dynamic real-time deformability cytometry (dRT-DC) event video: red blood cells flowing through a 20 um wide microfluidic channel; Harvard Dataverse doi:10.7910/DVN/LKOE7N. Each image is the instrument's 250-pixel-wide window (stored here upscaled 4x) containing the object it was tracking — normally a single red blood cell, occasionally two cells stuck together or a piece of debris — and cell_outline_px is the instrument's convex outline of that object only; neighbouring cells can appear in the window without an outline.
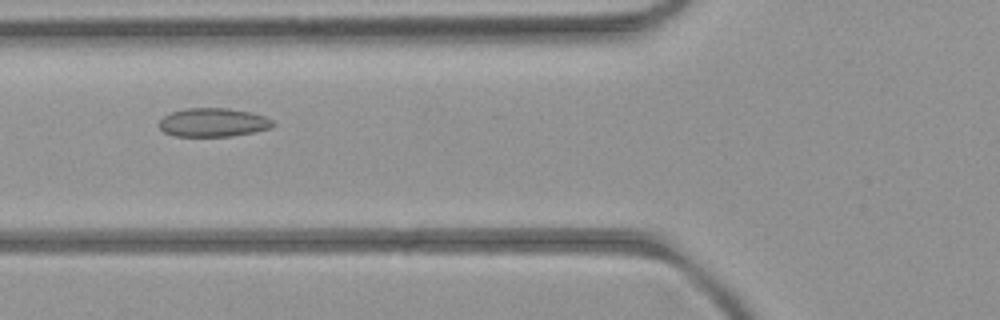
{"species": "common noctule bat (a hibernating species)", "species_latin": "Nyctalus noctula", "temperature_condition": "room temperature", "stored_images_in_passage": 6, "camera_frame_rate_fps": 3000, "um_per_image_px": 0.085, "animal": {"sex": "female", "body_mass_g": 21.9}, "frame": {"image": 1, "passage_image": 6, "time_ms": 6.667, "image_size_px": [1000, 320], "cell_outline_px": [[276, 124], [272, 128], [232, 136], [176, 136], [164, 132], [160, 128], [160, 120], [164, 116], [172, 112], [188, 108], [228, 108], [252, 112], [264, 116], [272, 120]], "centroid_in_image_um": [18.16, 10.4], "position_along_channel_um": 107.6, "area_um2": 18.96}}